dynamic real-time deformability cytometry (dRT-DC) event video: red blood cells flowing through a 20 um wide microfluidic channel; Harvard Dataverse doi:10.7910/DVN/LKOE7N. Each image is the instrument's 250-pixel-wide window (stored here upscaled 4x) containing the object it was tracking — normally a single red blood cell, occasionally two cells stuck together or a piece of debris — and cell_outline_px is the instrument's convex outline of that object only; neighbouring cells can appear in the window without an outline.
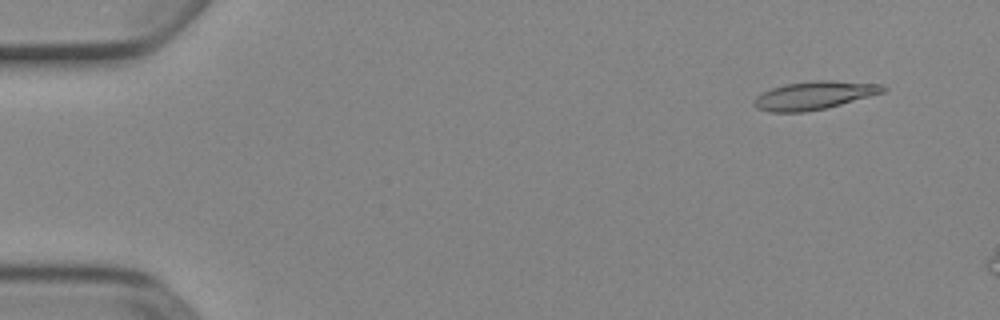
{"species": "Egyptian fruit bat (a non-hibernating species)", "species_latin": "Rousettus aegyptiacus", "temperature_condition": "cold", "stored_images_in_passage": 5, "camera_frame_rate_fps": 3000, "um_per_image_px": 0.085, "animal": {"sex": "female"}, "frame": {"image": 1, "passage_image": 2, "time_ms": 0.333, "image_size_px": [1000, 320], "cell_outline_px": [[888, 88], [884, 92], [828, 108], [804, 112], [772, 112], [756, 108], [752, 104], [752, 100], [756, 96], [772, 88], [784, 84], [812, 80], [832, 80], [884, 84]], "centroid_in_image_um": [69.22, 8.1], "position_along_channel_um": 15.8, "area_um2": 21.44}}